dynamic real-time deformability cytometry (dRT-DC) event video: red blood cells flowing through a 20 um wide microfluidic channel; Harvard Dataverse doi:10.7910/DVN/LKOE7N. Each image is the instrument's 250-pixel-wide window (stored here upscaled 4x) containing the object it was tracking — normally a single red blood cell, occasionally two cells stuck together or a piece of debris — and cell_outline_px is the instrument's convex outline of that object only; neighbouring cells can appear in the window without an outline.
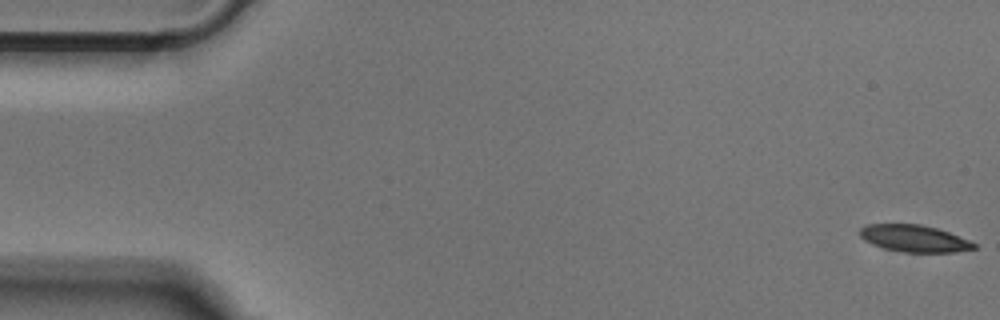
{"species": "Egyptian fruit bat (a non-hibernating species)", "species_latin": "Rousettus aegyptiacus", "temperature_condition": "cold", "stored_images_in_passage": 52, "segment_of_instrument_passage": [1, 2], "camera_frame_rate_fps": 3000, "um_per_image_px": 0.085, "animal": {"sex": "male"}, "frame": {"image": 1, "passage_image": 1, "time_ms": 0.0, "image_size_px": [1000, 320], "cell_outline_px": [[976, 248], [956, 252], [900, 252], [884, 248], [872, 244], [864, 240], [860, 236], [860, 228], [864, 224], [920, 224], [936, 228], [948, 232], [968, 240], [976, 244]], "centroid_in_image_um": [77.67, 20.27], "position_along_channel_um": 7.3, "area_um2": 17.86}}
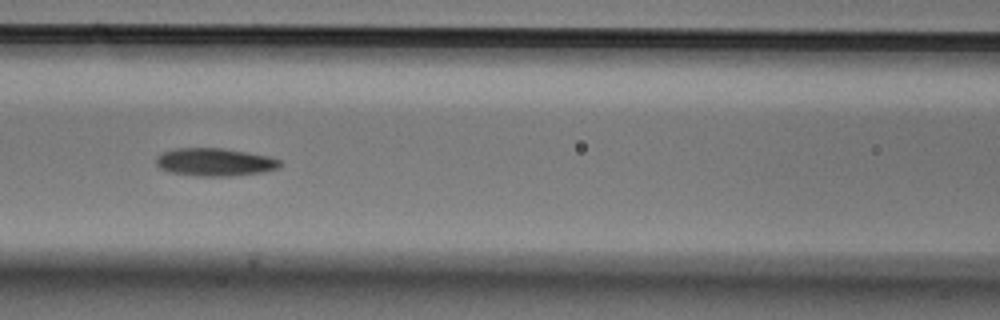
{"frame": {"image": 2, "passage_image": 22, "time_ms": 7.0, "image_size_px": [1000, 320], "cell_outline_px": [[280, 168], [264, 172], [232, 176], [196, 176], [168, 172], [160, 168], [156, 164], [156, 156], [160, 152], [172, 148], [224, 148], [268, 156], [280, 160]], "centroid_in_image_um": [18.21, 13.78], "position_along_channel_um": 148.4, "area_um2": 20.4}}
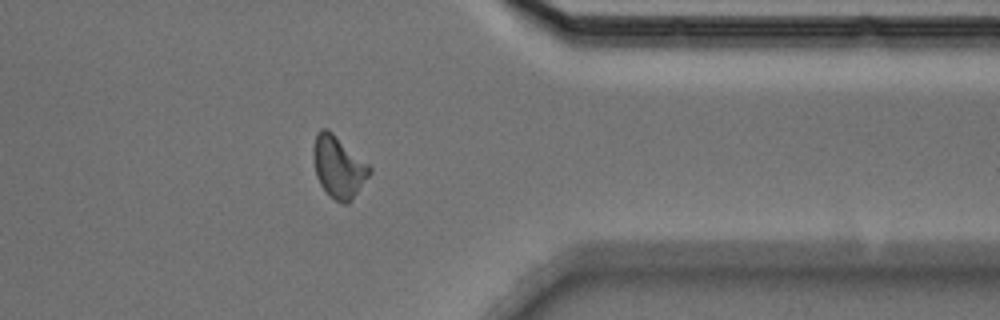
{"frame": {"image": 3, "passage_image": 41, "time_ms": 13.333, "image_size_px": [1000, 320], "cell_outline_px": [[372, 172], [348, 204], [344, 204], [328, 196], [320, 184], [316, 176], [312, 160], [312, 148], [316, 132], [320, 128], [328, 128], [368, 164], [372, 168]], "centroid_in_image_um": [28.73, 14.17], "position_along_channel_um": 382.7, "area_um2": 20.46}}